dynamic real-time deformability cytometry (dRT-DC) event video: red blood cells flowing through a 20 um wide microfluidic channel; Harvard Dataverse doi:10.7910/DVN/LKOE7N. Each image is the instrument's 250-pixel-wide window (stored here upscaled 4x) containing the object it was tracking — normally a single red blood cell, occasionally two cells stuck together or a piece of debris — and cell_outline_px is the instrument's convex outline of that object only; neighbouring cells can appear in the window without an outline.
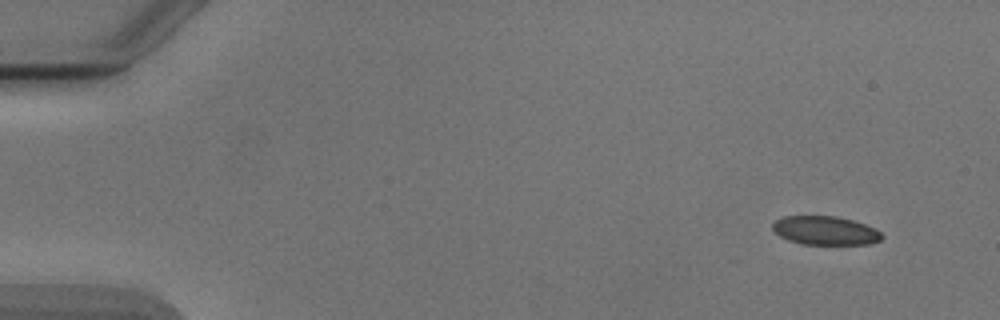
{"species": "Egyptian fruit bat (a non-hibernating species)", "species_latin": "Rousettus aegyptiacus", "temperature_condition": "cold", "stored_images_in_passage": 4, "camera_frame_rate_fps": 3000, "um_per_image_px": 0.085, "animal": {"sex": "male"}, "frame": {"image": 1, "passage_image": 1, "time_ms": 0.0, "image_size_px": [1000, 320], "cell_outline_px": [[884, 236], [880, 240], [872, 244], [804, 244], [788, 240], [780, 236], [772, 228], [772, 224], [776, 220], [784, 216], [836, 216], [852, 220], [876, 228]], "centroid_in_image_um": [70.17, 19.59], "position_along_channel_um": 14.8, "area_um2": 18.26}}